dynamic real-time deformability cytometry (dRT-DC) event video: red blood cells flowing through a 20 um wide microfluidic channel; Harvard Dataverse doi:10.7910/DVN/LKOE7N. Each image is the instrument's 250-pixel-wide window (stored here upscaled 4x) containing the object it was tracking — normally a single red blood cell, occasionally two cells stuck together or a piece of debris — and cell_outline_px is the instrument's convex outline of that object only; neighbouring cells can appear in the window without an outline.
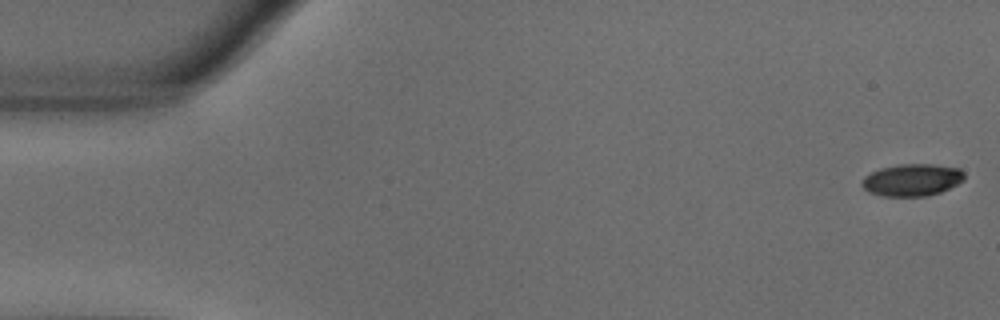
{"species": "common noctule bat (a hibernating species)", "species_latin": "Nyctalus noctula", "temperature_condition": "warm", "stored_images_in_passage": 52, "camera_frame_rate_fps": 3000, "um_per_image_px": 0.085, "animal": {"sex": "male", "body_mass_g": 18.8}, "frame": {"image": 1, "passage_image": 1, "time_ms": 0.0, "image_size_px": [1000, 320], "cell_outline_px": [[964, 180], [940, 192], [928, 196], [880, 196], [868, 192], [860, 184], [864, 176], [880, 168], [900, 164], [932, 164], [960, 168], [964, 172]], "centroid_in_image_um": [77.5, 15.29], "position_along_channel_um": 7.5, "area_um2": 19.25}}
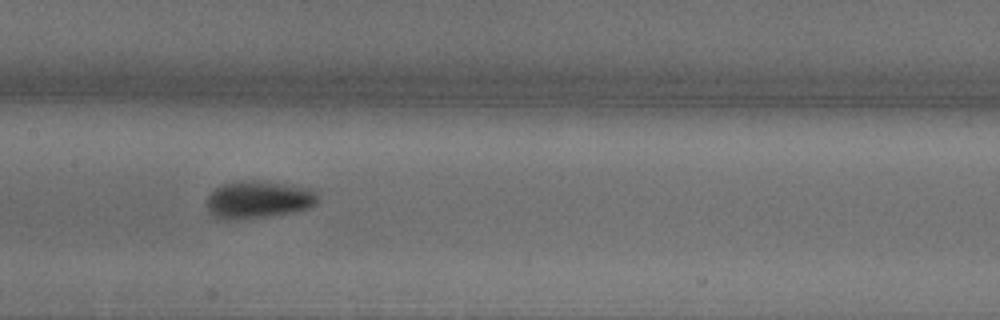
{"frame": {"image": 2, "passage_image": 27, "time_ms": 8.667, "image_size_px": [1000, 320], "cell_outline_px": [[316, 204], [308, 208], [292, 212], [268, 216], [236, 220], [220, 220], [212, 216], [208, 208], [208, 196], [216, 188], [224, 184], [236, 180], [252, 180], [312, 188], [316, 192]], "centroid_in_image_um": [21.93, 16.98], "position_along_channel_um": 185.5, "area_um2": 24.16}}
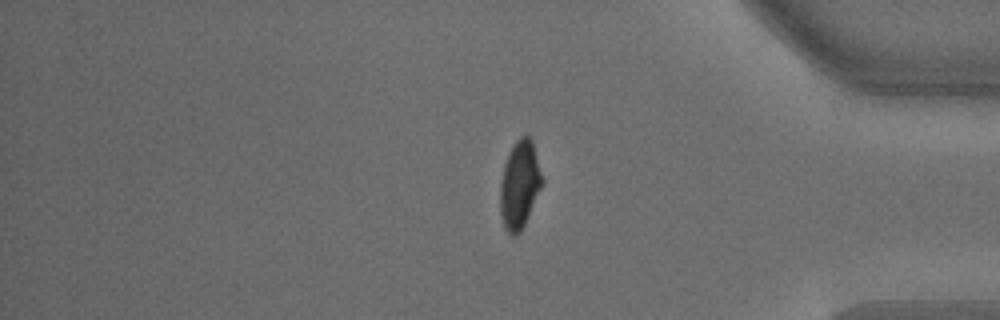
{"frame": {"image": 3, "passage_image": 46, "time_ms": 15.0, "image_size_px": [1000, 320], "cell_outline_px": [[544, 184], [520, 232], [516, 236], [512, 236], [504, 228], [500, 212], [500, 184], [504, 164], [516, 140], [520, 136], [528, 136], [532, 140], [544, 180]], "centroid_in_image_um": [44.18, 15.72], "position_along_channel_um": 391.0, "area_um2": 21.5}}